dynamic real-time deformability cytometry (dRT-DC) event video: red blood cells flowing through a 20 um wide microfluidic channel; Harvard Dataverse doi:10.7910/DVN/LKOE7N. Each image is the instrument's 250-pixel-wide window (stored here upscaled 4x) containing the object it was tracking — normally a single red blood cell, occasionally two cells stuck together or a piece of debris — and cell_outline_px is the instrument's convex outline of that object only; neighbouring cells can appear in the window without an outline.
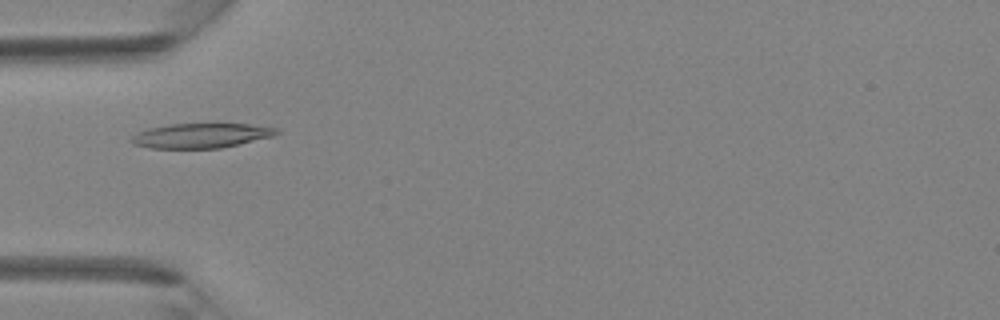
{"species": "Egyptian fruit bat (a non-hibernating species)", "species_latin": "Rousettus aegyptiacus", "temperature_condition": "room temperature", "stored_images_in_passage": 42, "camera_frame_rate_fps": 3000, "um_per_image_px": 0.085, "animal": {"sex": "female"}, "frame": {"image": 1, "passage_image": 14, "time_ms": 4.333, "image_size_px": [1000, 320], "cell_outline_px": [[280, 132], [272, 136], [220, 148], [152, 148], [132, 144], [128, 140], [136, 132], [148, 128], [168, 124], [248, 124], [280, 128]], "centroid_in_image_um": [17.04, 11.52], "position_along_channel_um": 68.0, "area_um2": 20.87}}
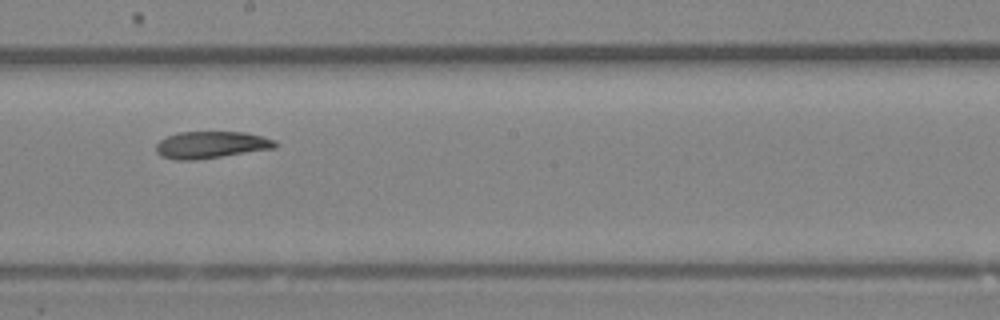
{"frame": {"image": 2, "passage_image": 24, "time_ms": 7.667, "image_size_px": [1000, 320], "cell_outline_px": [[276, 148], [196, 160], [176, 160], [160, 156], [156, 152], [156, 144], [160, 140], [176, 132], [244, 132], [276, 140]], "centroid_in_image_um": [17.91, 12.31], "position_along_channel_um": 230.3, "area_um2": 18.73}}
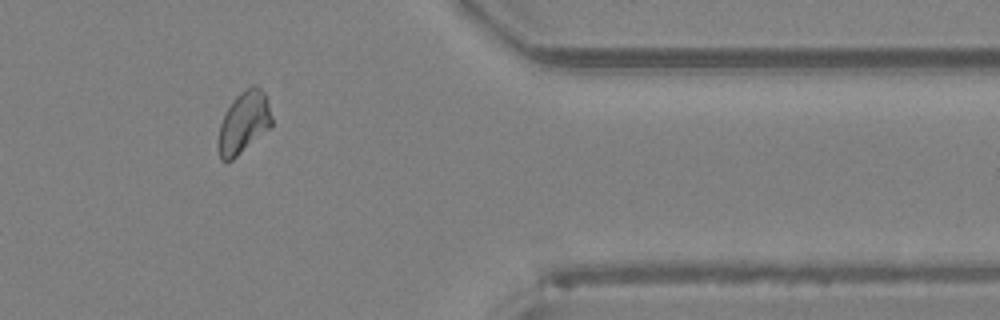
{"frame": {"image": 3, "passage_image": 35, "time_ms": 11.333, "image_size_px": [1000, 320], "cell_outline_px": [[272, 124], [268, 128], [232, 160], [220, 160], [216, 144], [220, 124], [224, 112], [232, 100], [240, 92], [252, 84], [256, 84], [264, 92], [272, 116]], "centroid_in_image_um": [20.67, 10.39], "position_along_channel_um": 390.7, "area_um2": 19.25}}